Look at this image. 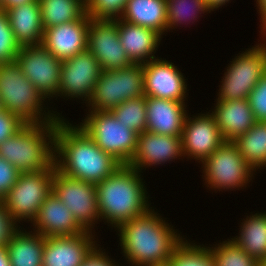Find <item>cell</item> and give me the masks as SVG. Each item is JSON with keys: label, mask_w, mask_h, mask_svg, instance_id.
<instances>
[{"label": "cell", "mask_w": 266, "mask_h": 266, "mask_svg": "<svg viewBox=\"0 0 266 266\" xmlns=\"http://www.w3.org/2000/svg\"><path fill=\"white\" fill-rule=\"evenodd\" d=\"M112 114L124 124L126 128L134 130L138 134L147 130L146 97L124 101L111 110Z\"/></svg>", "instance_id": "cell-33"}, {"label": "cell", "mask_w": 266, "mask_h": 266, "mask_svg": "<svg viewBox=\"0 0 266 266\" xmlns=\"http://www.w3.org/2000/svg\"><path fill=\"white\" fill-rule=\"evenodd\" d=\"M0 101L3 109L26 124L49 123L64 118L24 76L16 60L0 64Z\"/></svg>", "instance_id": "cell-4"}, {"label": "cell", "mask_w": 266, "mask_h": 266, "mask_svg": "<svg viewBox=\"0 0 266 266\" xmlns=\"http://www.w3.org/2000/svg\"><path fill=\"white\" fill-rule=\"evenodd\" d=\"M104 249L103 245L98 244L90 254L85 258L81 266H123L118 263L113 257L108 255V250ZM113 258V259H112ZM121 264V265H120ZM125 266V265H124Z\"/></svg>", "instance_id": "cell-40"}, {"label": "cell", "mask_w": 266, "mask_h": 266, "mask_svg": "<svg viewBox=\"0 0 266 266\" xmlns=\"http://www.w3.org/2000/svg\"><path fill=\"white\" fill-rule=\"evenodd\" d=\"M148 266H171L169 263L157 264V265H148Z\"/></svg>", "instance_id": "cell-47"}, {"label": "cell", "mask_w": 266, "mask_h": 266, "mask_svg": "<svg viewBox=\"0 0 266 266\" xmlns=\"http://www.w3.org/2000/svg\"><path fill=\"white\" fill-rule=\"evenodd\" d=\"M181 159H184L181 137L144 131L138 134L136 150L129 166L143 173L146 168Z\"/></svg>", "instance_id": "cell-17"}, {"label": "cell", "mask_w": 266, "mask_h": 266, "mask_svg": "<svg viewBox=\"0 0 266 266\" xmlns=\"http://www.w3.org/2000/svg\"><path fill=\"white\" fill-rule=\"evenodd\" d=\"M266 74V50L259 42L239 52L225 68L218 86L217 101L248 99L260 79Z\"/></svg>", "instance_id": "cell-9"}, {"label": "cell", "mask_w": 266, "mask_h": 266, "mask_svg": "<svg viewBox=\"0 0 266 266\" xmlns=\"http://www.w3.org/2000/svg\"><path fill=\"white\" fill-rule=\"evenodd\" d=\"M53 193L73 213L74 219L85 231L96 233L100 215L95 184L69 177L55 168Z\"/></svg>", "instance_id": "cell-11"}, {"label": "cell", "mask_w": 266, "mask_h": 266, "mask_svg": "<svg viewBox=\"0 0 266 266\" xmlns=\"http://www.w3.org/2000/svg\"><path fill=\"white\" fill-rule=\"evenodd\" d=\"M250 213L249 216L241 218L238 235L229 238L235 241L249 256L261 261L266 259V211Z\"/></svg>", "instance_id": "cell-27"}, {"label": "cell", "mask_w": 266, "mask_h": 266, "mask_svg": "<svg viewBox=\"0 0 266 266\" xmlns=\"http://www.w3.org/2000/svg\"><path fill=\"white\" fill-rule=\"evenodd\" d=\"M119 40L133 64H145L158 58L162 36L154 30L118 18Z\"/></svg>", "instance_id": "cell-23"}, {"label": "cell", "mask_w": 266, "mask_h": 266, "mask_svg": "<svg viewBox=\"0 0 266 266\" xmlns=\"http://www.w3.org/2000/svg\"><path fill=\"white\" fill-rule=\"evenodd\" d=\"M45 237L20 227L6 245L11 266H42Z\"/></svg>", "instance_id": "cell-25"}, {"label": "cell", "mask_w": 266, "mask_h": 266, "mask_svg": "<svg viewBox=\"0 0 266 266\" xmlns=\"http://www.w3.org/2000/svg\"><path fill=\"white\" fill-rule=\"evenodd\" d=\"M16 62L24 76L49 102L58 97L62 61L53 56L42 44L20 48Z\"/></svg>", "instance_id": "cell-12"}, {"label": "cell", "mask_w": 266, "mask_h": 266, "mask_svg": "<svg viewBox=\"0 0 266 266\" xmlns=\"http://www.w3.org/2000/svg\"><path fill=\"white\" fill-rule=\"evenodd\" d=\"M156 209V210H155ZM152 207L145 214L125 221L114 231L118 234L126 266H148L168 263L176 246L185 238L167 218Z\"/></svg>", "instance_id": "cell-1"}, {"label": "cell", "mask_w": 266, "mask_h": 266, "mask_svg": "<svg viewBox=\"0 0 266 266\" xmlns=\"http://www.w3.org/2000/svg\"><path fill=\"white\" fill-rule=\"evenodd\" d=\"M166 8L167 34L175 29H180L183 25V27H187L191 23V27L194 22H198L197 19L212 13L205 0H166Z\"/></svg>", "instance_id": "cell-30"}, {"label": "cell", "mask_w": 266, "mask_h": 266, "mask_svg": "<svg viewBox=\"0 0 266 266\" xmlns=\"http://www.w3.org/2000/svg\"><path fill=\"white\" fill-rule=\"evenodd\" d=\"M188 240L186 236L172 252L168 261L171 266H215L208 244Z\"/></svg>", "instance_id": "cell-31"}, {"label": "cell", "mask_w": 266, "mask_h": 266, "mask_svg": "<svg viewBox=\"0 0 266 266\" xmlns=\"http://www.w3.org/2000/svg\"><path fill=\"white\" fill-rule=\"evenodd\" d=\"M143 175L129 165H122L95 184L100 221L108 224L111 230L152 208L149 200L152 197L148 194Z\"/></svg>", "instance_id": "cell-3"}, {"label": "cell", "mask_w": 266, "mask_h": 266, "mask_svg": "<svg viewBox=\"0 0 266 266\" xmlns=\"http://www.w3.org/2000/svg\"><path fill=\"white\" fill-rule=\"evenodd\" d=\"M4 12L20 47L42 44L44 28L38 0L8 8Z\"/></svg>", "instance_id": "cell-24"}, {"label": "cell", "mask_w": 266, "mask_h": 266, "mask_svg": "<svg viewBox=\"0 0 266 266\" xmlns=\"http://www.w3.org/2000/svg\"><path fill=\"white\" fill-rule=\"evenodd\" d=\"M121 20L167 34L166 0H127Z\"/></svg>", "instance_id": "cell-26"}, {"label": "cell", "mask_w": 266, "mask_h": 266, "mask_svg": "<svg viewBox=\"0 0 266 266\" xmlns=\"http://www.w3.org/2000/svg\"><path fill=\"white\" fill-rule=\"evenodd\" d=\"M78 125L121 165H129L137 146L138 133L126 126L111 111H88Z\"/></svg>", "instance_id": "cell-7"}, {"label": "cell", "mask_w": 266, "mask_h": 266, "mask_svg": "<svg viewBox=\"0 0 266 266\" xmlns=\"http://www.w3.org/2000/svg\"><path fill=\"white\" fill-rule=\"evenodd\" d=\"M201 173L206 189L236 191L246 189L254 182V170L243 159L233 141H225L213 154L201 163Z\"/></svg>", "instance_id": "cell-6"}, {"label": "cell", "mask_w": 266, "mask_h": 266, "mask_svg": "<svg viewBox=\"0 0 266 266\" xmlns=\"http://www.w3.org/2000/svg\"><path fill=\"white\" fill-rule=\"evenodd\" d=\"M31 1H34V0H2L0 2V10L5 11L8 8L19 6L21 4H25Z\"/></svg>", "instance_id": "cell-41"}, {"label": "cell", "mask_w": 266, "mask_h": 266, "mask_svg": "<svg viewBox=\"0 0 266 266\" xmlns=\"http://www.w3.org/2000/svg\"><path fill=\"white\" fill-rule=\"evenodd\" d=\"M260 31H259V33H261V34H259V35H261L262 37H260V38H263V39H261V40H259L258 42H260L259 44H260V46L263 48V49H265L266 50V19L262 22V23H260Z\"/></svg>", "instance_id": "cell-45"}, {"label": "cell", "mask_w": 266, "mask_h": 266, "mask_svg": "<svg viewBox=\"0 0 266 266\" xmlns=\"http://www.w3.org/2000/svg\"><path fill=\"white\" fill-rule=\"evenodd\" d=\"M145 96L142 64L118 70H102L93 94L85 107L88 111H111L126 100Z\"/></svg>", "instance_id": "cell-10"}, {"label": "cell", "mask_w": 266, "mask_h": 266, "mask_svg": "<svg viewBox=\"0 0 266 266\" xmlns=\"http://www.w3.org/2000/svg\"><path fill=\"white\" fill-rule=\"evenodd\" d=\"M187 102L146 97L147 130L159 135L181 137Z\"/></svg>", "instance_id": "cell-21"}, {"label": "cell", "mask_w": 266, "mask_h": 266, "mask_svg": "<svg viewBox=\"0 0 266 266\" xmlns=\"http://www.w3.org/2000/svg\"><path fill=\"white\" fill-rule=\"evenodd\" d=\"M87 50L102 70H118L133 64L119 40L118 19H90Z\"/></svg>", "instance_id": "cell-15"}, {"label": "cell", "mask_w": 266, "mask_h": 266, "mask_svg": "<svg viewBox=\"0 0 266 266\" xmlns=\"http://www.w3.org/2000/svg\"><path fill=\"white\" fill-rule=\"evenodd\" d=\"M190 114L186 115L181 135L183 155L186 161L195 160L201 165L225 139L209 111Z\"/></svg>", "instance_id": "cell-14"}, {"label": "cell", "mask_w": 266, "mask_h": 266, "mask_svg": "<svg viewBox=\"0 0 266 266\" xmlns=\"http://www.w3.org/2000/svg\"><path fill=\"white\" fill-rule=\"evenodd\" d=\"M54 163L63 174L93 184L102 182L122 166L67 118H60L55 128Z\"/></svg>", "instance_id": "cell-2"}, {"label": "cell", "mask_w": 266, "mask_h": 266, "mask_svg": "<svg viewBox=\"0 0 266 266\" xmlns=\"http://www.w3.org/2000/svg\"><path fill=\"white\" fill-rule=\"evenodd\" d=\"M3 109V107H2V104H1V101H0V110H2Z\"/></svg>", "instance_id": "cell-48"}, {"label": "cell", "mask_w": 266, "mask_h": 266, "mask_svg": "<svg viewBox=\"0 0 266 266\" xmlns=\"http://www.w3.org/2000/svg\"><path fill=\"white\" fill-rule=\"evenodd\" d=\"M58 120L25 124L0 143V156L20 173L48 169L54 163V138Z\"/></svg>", "instance_id": "cell-5"}, {"label": "cell", "mask_w": 266, "mask_h": 266, "mask_svg": "<svg viewBox=\"0 0 266 266\" xmlns=\"http://www.w3.org/2000/svg\"><path fill=\"white\" fill-rule=\"evenodd\" d=\"M256 1V9L258 14L260 15L259 20L262 23L266 19V0H255Z\"/></svg>", "instance_id": "cell-43"}, {"label": "cell", "mask_w": 266, "mask_h": 266, "mask_svg": "<svg viewBox=\"0 0 266 266\" xmlns=\"http://www.w3.org/2000/svg\"><path fill=\"white\" fill-rule=\"evenodd\" d=\"M248 100L256 121L266 122V74L250 92Z\"/></svg>", "instance_id": "cell-36"}, {"label": "cell", "mask_w": 266, "mask_h": 266, "mask_svg": "<svg viewBox=\"0 0 266 266\" xmlns=\"http://www.w3.org/2000/svg\"><path fill=\"white\" fill-rule=\"evenodd\" d=\"M102 69L96 58L86 49L62 61L58 97L66 101L89 102Z\"/></svg>", "instance_id": "cell-13"}, {"label": "cell", "mask_w": 266, "mask_h": 266, "mask_svg": "<svg viewBox=\"0 0 266 266\" xmlns=\"http://www.w3.org/2000/svg\"><path fill=\"white\" fill-rule=\"evenodd\" d=\"M90 17L44 29L42 45L60 61L87 49Z\"/></svg>", "instance_id": "cell-19"}, {"label": "cell", "mask_w": 266, "mask_h": 266, "mask_svg": "<svg viewBox=\"0 0 266 266\" xmlns=\"http://www.w3.org/2000/svg\"><path fill=\"white\" fill-rule=\"evenodd\" d=\"M259 266H266V259L259 261Z\"/></svg>", "instance_id": "cell-46"}, {"label": "cell", "mask_w": 266, "mask_h": 266, "mask_svg": "<svg viewBox=\"0 0 266 266\" xmlns=\"http://www.w3.org/2000/svg\"><path fill=\"white\" fill-rule=\"evenodd\" d=\"M209 112L213 115L225 141H234L257 122L248 99L217 101ZM214 108V109H212Z\"/></svg>", "instance_id": "cell-22"}, {"label": "cell", "mask_w": 266, "mask_h": 266, "mask_svg": "<svg viewBox=\"0 0 266 266\" xmlns=\"http://www.w3.org/2000/svg\"><path fill=\"white\" fill-rule=\"evenodd\" d=\"M142 66L145 97L178 102L188 100L189 87L186 81L188 79L178 65L175 66L173 62L159 57L142 64Z\"/></svg>", "instance_id": "cell-16"}, {"label": "cell", "mask_w": 266, "mask_h": 266, "mask_svg": "<svg viewBox=\"0 0 266 266\" xmlns=\"http://www.w3.org/2000/svg\"><path fill=\"white\" fill-rule=\"evenodd\" d=\"M25 124L11 112L0 110V143L18 132Z\"/></svg>", "instance_id": "cell-38"}, {"label": "cell", "mask_w": 266, "mask_h": 266, "mask_svg": "<svg viewBox=\"0 0 266 266\" xmlns=\"http://www.w3.org/2000/svg\"><path fill=\"white\" fill-rule=\"evenodd\" d=\"M20 48L6 13L0 10V64L15 61Z\"/></svg>", "instance_id": "cell-35"}, {"label": "cell", "mask_w": 266, "mask_h": 266, "mask_svg": "<svg viewBox=\"0 0 266 266\" xmlns=\"http://www.w3.org/2000/svg\"><path fill=\"white\" fill-rule=\"evenodd\" d=\"M19 176L20 172L0 156V200L15 185Z\"/></svg>", "instance_id": "cell-37"}, {"label": "cell", "mask_w": 266, "mask_h": 266, "mask_svg": "<svg viewBox=\"0 0 266 266\" xmlns=\"http://www.w3.org/2000/svg\"><path fill=\"white\" fill-rule=\"evenodd\" d=\"M0 266H11L6 246L0 247Z\"/></svg>", "instance_id": "cell-44"}, {"label": "cell", "mask_w": 266, "mask_h": 266, "mask_svg": "<svg viewBox=\"0 0 266 266\" xmlns=\"http://www.w3.org/2000/svg\"><path fill=\"white\" fill-rule=\"evenodd\" d=\"M98 238L97 233L91 231L45 237L42 266H81L98 243L101 244Z\"/></svg>", "instance_id": "cell-18"}, {"label": "cell", "mask_w": 266, "mask_h": 266, "mask_svg": "<svg viewBox=\"0 0 266 266\" xmlns=\"http://www.w3.org/2000/svg\"><path fill=\"white\" fill-rule=\"evenodd\" d=\"M20 227L0 202V247L6 246Z\"/></svg>", "instance_id": "cell-39"}, {"label": "cell", "mask_w": 266, "mask_h": 266, "mask_svg": "<svg viewBox=\"0 0 266 266\" xmlns=\"http://www.w3.org/2000/svg\"><path fill=\"white\" fill-rule=\"evenodd\" d=\"M208 247L215 263V266H259V261L249 256L235 241L231 238L221 240Z\"/></svg>", "instance_id": "cell-32"}, {"label": "cell", "mask_w": 266, "mask_h": 266, "mask_svg": "<svg viewBox=\"0 0 266 266\" xmlns=\"http://www.w3.org/2000/svg\"><path fill=\"white\" fill-rule=\"evenodd\" d=\"M127 0H87L86 14L92 19L114 20L122 16Z\"/></svg>", "instance_id": "cell-34"}, {"label": "cell", "mask_w": 266, "mask_h": 266, "mask_svg": "<svg viewBox=\"0 0 266 266\" xmlns=\"http://www.w3.org/2000/svg\"><path fill=\"white\" fill-rule=\"evenodd\" d=\"M206 4L208 5V7L211 9V11H216L220 8H222L224 5L227 6V4H229V2L231 3L230 0H205Z\"/></svg>", "instance_id": "cell-42"}, {"label": "cell", "mask_w": 266, "mask_h": 266, "mask_svg": "<svg viewBox=\"0 0 266 266\" xmlns=\"http://www.w3.org/2000/svg\"><path fill=\"white\" fill-rule=\"evenodd\" d=\"M43 28H51L82 19L86 15L84 0H38Z\"/></svg>", "instance_id": "cell-29"}, {"label": "cell", "mask_w": 266, "mask_h": 266, "mask_svg": "<svg viewBox=\"0 0 266 266\" xmlns=\"http://www.w3.org/2000/svg\"><path fill=\"white\" fill-rule=\"evenodd\" d=\"M233 143L255 173L266 169V122L257 121L248 132L237 137Z\"/></svg>", "instance_id": "cell-28"}, {"label": "cell", "mask_w": 266, "mask_h": 266, "mask_svg": "<svg viewBox=\"0 0 266 266\" xmlns=\"http://www.w3.org/2000/svg\"><path fill=\"white\" fill-rule=\"evenodd\" d=\"M55 168L53 163L42 171L20 173L18 181L2 198L1 203L19 226L22 223L23 227V222L31 224L44 200L53 192Z\"/></svg>", "instance_id": "cell-8"}, {"label": "cell", "mask_w": 266, "mask_h": 266, "mask_svg": "<svg viewBox=\"0 0 266 266\" xmlns=\"http://www.w3.org/2000/svg\"><path fill=\"white\" fill-rule=\"evenodd\" d=\"M29 226L44 237L74 236L85 232L73 213L53 192L44 200Z\"/></svg>", "instance_id": "cell-20"}]
</instances>
